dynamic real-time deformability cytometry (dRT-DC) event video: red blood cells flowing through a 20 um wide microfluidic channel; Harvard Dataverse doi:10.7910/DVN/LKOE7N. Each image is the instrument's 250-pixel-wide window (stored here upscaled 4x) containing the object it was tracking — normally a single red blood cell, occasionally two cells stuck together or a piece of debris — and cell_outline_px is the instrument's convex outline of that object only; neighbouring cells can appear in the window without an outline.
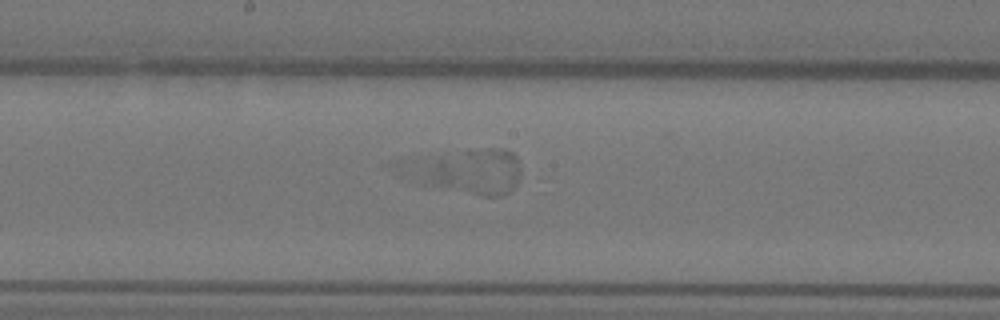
{"species": "Egyptian fruit bat (a non-hibernating species)", "species_latin": "Rousettus aegyptiacus", "temperature_condition": "warm", "stored_images_in_passage": 41, "segment_of_instrument_passage": [1, 2], "camera_frame_rate_fps": 3000, "um_per_image_px": 0.085, "animal": {"sex": "female"}, "frame": {"image": 1, "passage_image": 14, "time_ms": 4.333, "image_size_px": [1000, 320], "cell_outline_px": [[520, 176], [516, 184], [508, 192], [500, 196], [484, 196], [440, 184], [432, 180], [432, 168], [440, 160], [464, 152], [488, 148], [504, 148], [512, 152], [516, 156], [520, 168]], "centroid_in_image_um": [40.75, 14.59], "position_along_channel_um": 207.4, "area_um2": 23.41}}
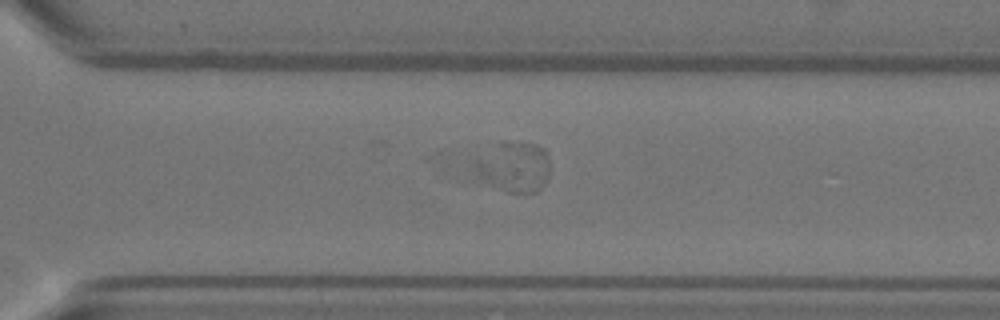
{"frame": {"image": 2, "passage_image": 24, "time_ms": 7.667, "image_size_px": [1000, 320], "cell_outline_px": [[548, 176], [544, 184], [536, 192], [508, 192], [480, 180], [476, 176], [468, 164], [476, 156], [500, 144], [536, 144], [544, 148], [548, 156]], "centroid_in_image_um": [43.59, 14.22], "position_along_channel_um": 327.0, "area_um2": 21.96}}
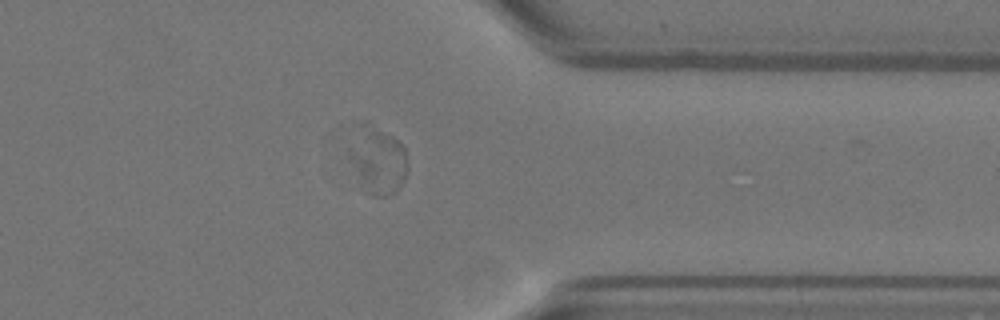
{"frame": {"image": 3, "passage_image": 29, "time_ms": 9.333, "image_size_px": [1000, 320], "cell_outline_px": [[408, 168], [404, 180], [396, 192], [388, 196], [372, 196], [364, 192], [348, 156], [348, 148], [372, 132], [376, 132], [388, 136], [396, 140], [404, 148], [408, 164]], "centroid_in_image_um": [32.21, 13.94], "position_along_channel_um": 379.2, "area_um2": 20.46}}